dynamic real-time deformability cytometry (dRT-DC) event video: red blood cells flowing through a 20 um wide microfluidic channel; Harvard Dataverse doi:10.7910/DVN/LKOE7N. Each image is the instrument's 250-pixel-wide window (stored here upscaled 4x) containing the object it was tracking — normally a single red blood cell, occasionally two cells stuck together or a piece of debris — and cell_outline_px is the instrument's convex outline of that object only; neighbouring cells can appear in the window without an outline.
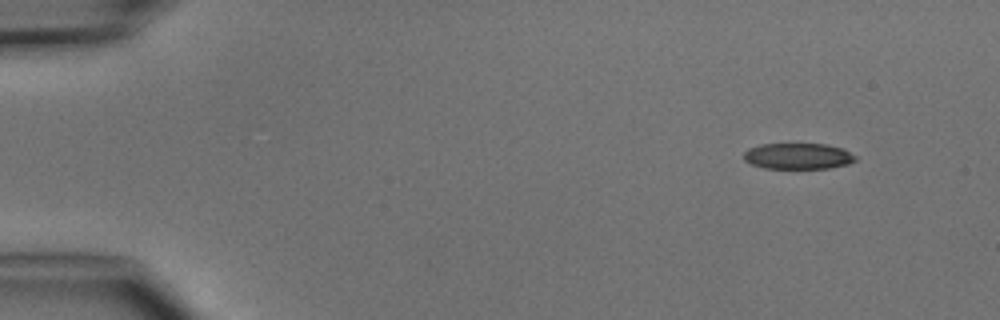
{"species": "common noctule bat (a hibernating species)", "species_latin": "Nyctalus noctula", "temperature_condition": "cold", "stored_images_in_passage": 6, "camera_frame_rate_fps": 3000, "um_per_image_px": 0.085, "animal": {"sex": "male", "body_mass_g": 15.6}, "frame": {"image": 1, "passage_image": 1, "time_ms": 0.0, "image_size_px": [1000, 320], "cell_outline_px": [[856, 160], [848, 164], [828, 168], [764, 168], [752, 164], [744, 160], [744, 152], [748, 148], [760, 144], [828, 144], [844, 148], [856, 156]], "centroid_in_image_um": [67.85, 13.26], "position_along_channel_um": 17.2, "area_um2": 16.99}}
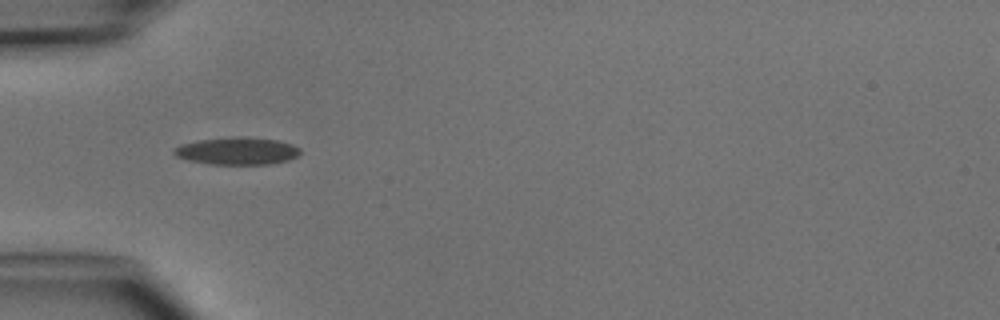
{"frame": {"image": 2, "passage_image": 4, "time_ms": 3.667, "image_size_px": [1000, 320], "cell_outline_px": [[300, 152], [296, 156], [288, 160], [268, 164], [212, 164], [188, 160], [176, 156], [172, 152], [172, 148], [180, 144], [200, 140], [276, 140], [292, 144], [300, 148]], "centroid_in_image_um": [20.11, 12.89], "position_along_channel_um": 64.9, "area_um2": 18.9}}
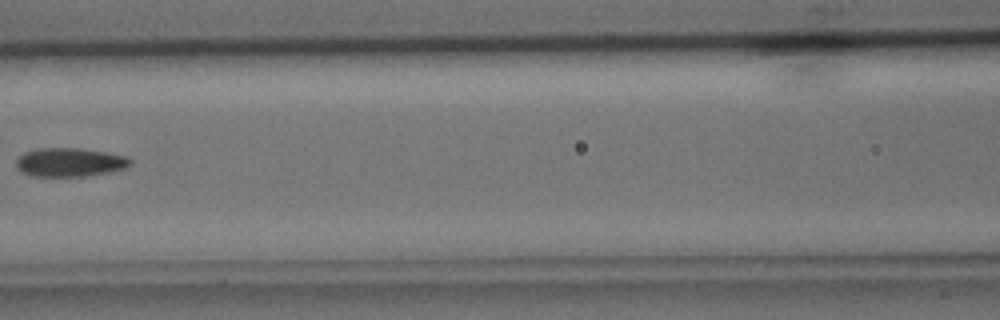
{"frame": {"image": 3, "passage_image": 6, "time_ms": 6.0, "image_size_px": [1000, 320], "cell_outline_px": [[132, 164], [128, 168], [88, 176], [28, 176], [20, 172], [16, 168], [16, 160], [24, 152], [36, 148], [80, 148], [108, 152], [128, 156], [132, 160]], "centroid_in_image_um": [5.94, 13.79], "position_along_channel_um": 160.7, "area_um2": 19.54}}